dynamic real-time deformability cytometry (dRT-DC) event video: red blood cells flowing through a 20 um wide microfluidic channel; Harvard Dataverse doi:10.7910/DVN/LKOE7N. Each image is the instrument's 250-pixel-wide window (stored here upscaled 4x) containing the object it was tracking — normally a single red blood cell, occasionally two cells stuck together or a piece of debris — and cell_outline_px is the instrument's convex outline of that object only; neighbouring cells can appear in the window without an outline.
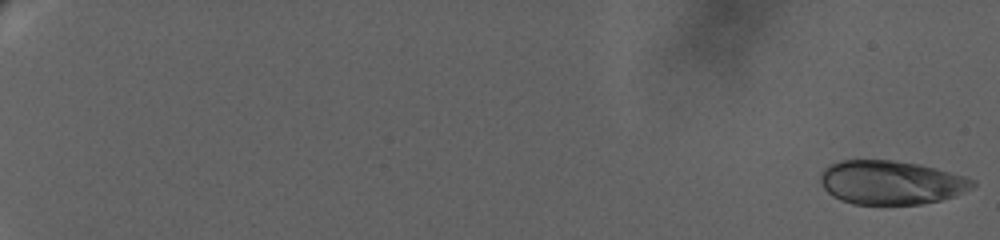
{"species": "human", "species_latin": "Homo sapiens", "temperature_condition": "warm", "stored_images_in_passage": 102, "camera_frame_rate_fps": 3000, "um_per_image_px": 0.085, "donor": {"sex": "female"}, "frame": {"image": 1, "passage_image": 1, "time_ms": 0.0, "image_size_px": [1000, 240], "cell_outline_px": [[976, 184], [972, 188], [964, 192], [940, 200], [920, 204], [852, 204], [840, 200], [832, 196], [824, 188], [820, 180], [820, 172], [828, 164], [840, 160], [892, 160], [920, 164], [936, 168], [964, 176], [976, 180]], "centroid_in_image_um": [75.71, 15.5], "position_along_channel_um": 9.3, "area_um2": 39.07}}
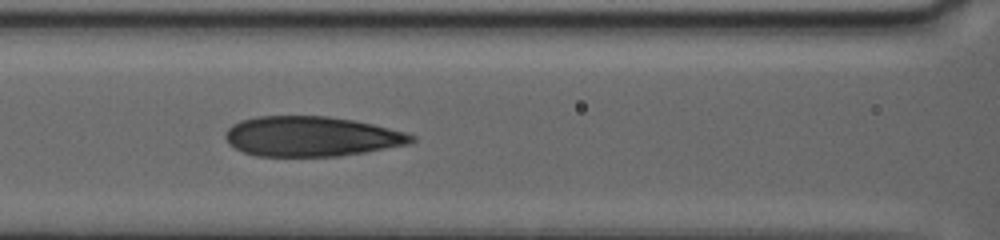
{"frame": {"image": 2, "passage_image": 54, "time_ms": 11.667, "image_size_px": [1000, 240], "cell_outline_px": [[416, 140], [412, 144], [364, 152], [336, 156], [256, 156], [244, 152], [228, 144], [224, 136], [224, 132], [232, 124], [240, 120], [256, 116], [328, 116], [356, 120], [404, 132], [416, 136]], "centroid_in_image_um": [26.45, 11.59], "position_along_channel_um": 140.1, "area_um2": 43.64}}
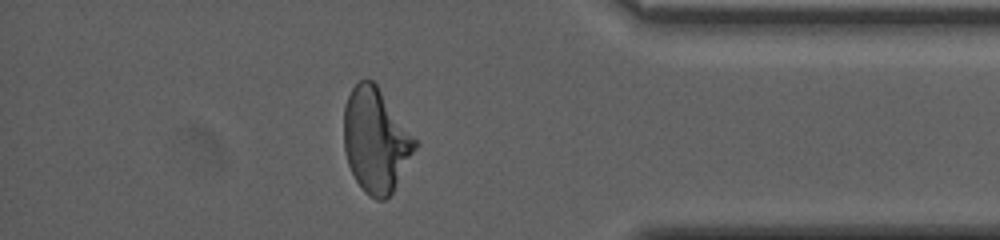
{"frame": {"image": 3, "passage_image": 90, "time_ms": 20.333, "image_size_px": [1000, 240], "cell_outline_px": [[420, 144], [392, 192], [384, 200], [376, 200], [368, 196], [364, 192], [356, 180], [348, 164], [344, 148], [344, 108], [348, 96], [352, 88], [360, 80], [372, 80], [376, 84]], "centroid_in_image_um": [31.95, 11.95], "position_along_channel_um": 403.3, "area_um2": 43.12}, "authors_computed_cell_mechanics": {"area_um2": 42.9454, "velocity_mm_per_s": 3.2287, "shape_relaxation_time_tau1_ms": 8.2447, "shape_relaxation_time_tau2_ms": 1.2313, "deformation_change_tau1": 0.2312, "deformation_change_tau2": 0.0771}}